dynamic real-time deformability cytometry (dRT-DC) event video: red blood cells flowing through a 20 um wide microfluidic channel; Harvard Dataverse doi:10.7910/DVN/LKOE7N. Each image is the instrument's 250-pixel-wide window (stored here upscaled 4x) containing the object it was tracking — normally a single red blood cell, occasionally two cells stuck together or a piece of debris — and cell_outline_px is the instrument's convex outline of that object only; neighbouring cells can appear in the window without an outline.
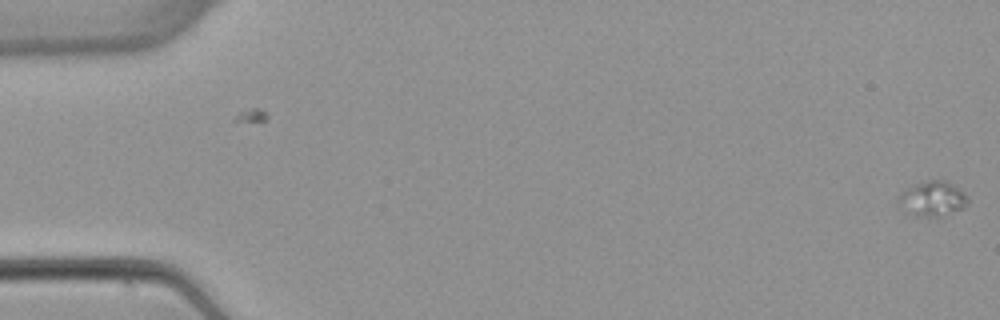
{"species": "common noctule bat (a hibernating species)", "species_latin": "Nyctalus noctula", "temperature_condition": "warm", "stored_images_in_passage": 5, "camera_frame_rate_fps": 3000, "um_per_image_px": 0.085, "animal": {"sex": "female", "body_mass_g": 22.7, "forearm_length_mm": 54.2}, "frame": {"image": 1, "passage_image": 1, "time_ms": 0.0, "image_size_px": [1000, 320], "cell_outline_px": [[968, 204], [964, 208], [940, 216], [916, 216], [896, 208], [896, 196], [908, 188], [924, 180], [948, 180], [964, 192], [968, 196]], "centroid_in_image_um": [79.21, 16.89], "position_along_channel_um": 5.8, "area_um2": 14.57}}
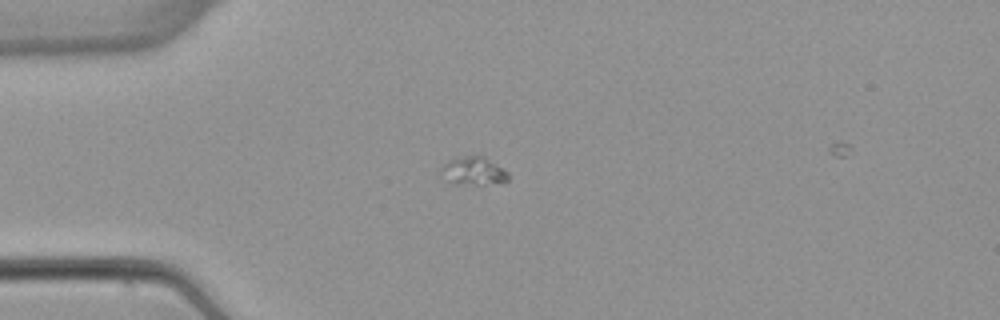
{"frame": {"image": 2, "passage_image": 5, "time_ms": 4.667, "image_size_px": [1000, 320], "cell_outline_px": [[508, 180], [484, 184], [456, 184], [440, 180], [440, 168], [448, 160], [464, 156], [484, 156], [508, 172]], "centroid_in_image_um": [40.14, 14.54], "position_along_channel_um": 44.9, "area_um2": 11.1}}